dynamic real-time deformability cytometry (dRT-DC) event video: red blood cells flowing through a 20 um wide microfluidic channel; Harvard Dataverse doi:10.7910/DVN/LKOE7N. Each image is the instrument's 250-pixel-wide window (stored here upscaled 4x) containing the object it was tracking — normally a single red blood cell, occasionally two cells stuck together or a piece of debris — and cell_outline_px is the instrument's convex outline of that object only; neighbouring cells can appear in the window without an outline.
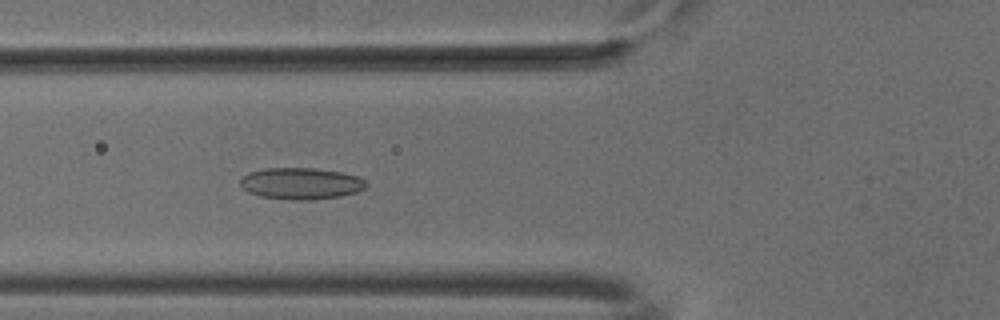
{"species": "common noctule bat (a hibernating species)", "species_latin": "Nyctalus noctula", "temperature_condition": "cold", "stored_images_in_passage": 37, "camera_frame_rate_fps": 3000, "um_per_image_px": 0.085, "animal": {"sex": "male", "body_mass_g": 18.8}, "frame": {"image": 1, "passage_image": 3, "time_ms": 0.667, "image_size_px": [1000, 320], "cell_outline_px": [[368, 184], [364, 188], [356, 192], [340, 196], [312, 200], [292, 200], [260, 196], [248, 192], [240, 184], [240, 180], [248, 172], [264, 168], [312, 168], [340, 172], [360, 176]], "centroid_in_image_um": [25.58, 15.59], "position_along_channel_um": 100.2, "area_um2": 23.18}}
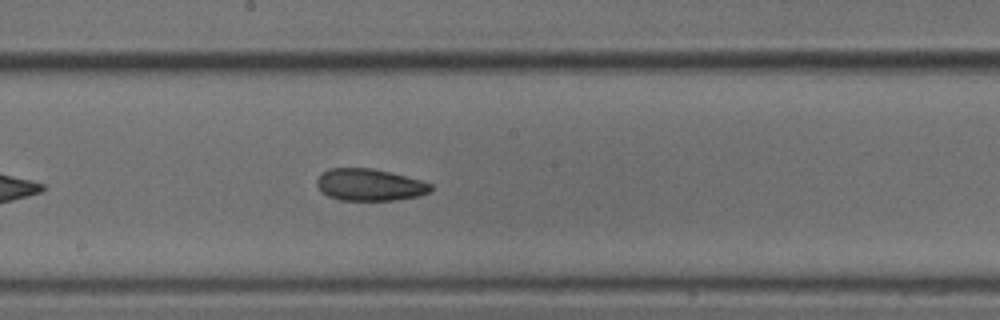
{"frame": {"image": 2, "passage_image": 12, "time_ms": 3.667, "image_size_px": [1000, 320], "cell_outline_px": [[432, 192], [420, 196], [396, 200], [340, 200], [328, 196], [320, 192], [316, 184], [316, 180], [328, 168], [372, 168], [420, 180], [432, 184]], "centroid_in_image_um": [31.41, 15.72], "position_along_channel_um": 216.8, "area_um2": 21.27}}
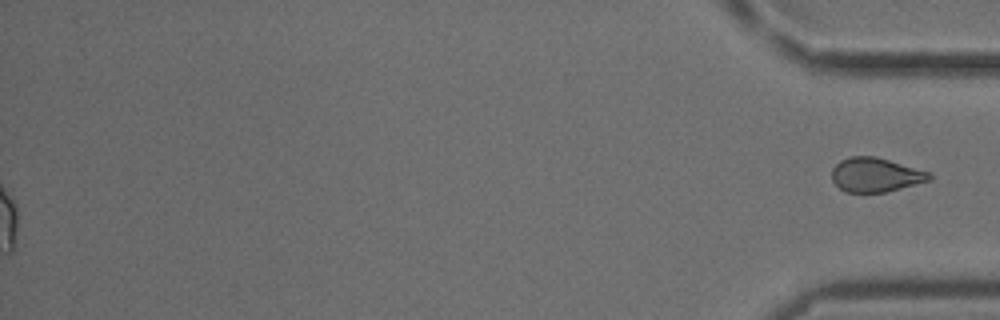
{"frame": {"image": 3, "passage_image": 37, "time_ms": 12.0, "image_size_px": [1000, 320], "cell_outline_px": [[932, 176], [928, 180], [900, 188], [884, 192], [848, 192], [840, 188], [832, 180], [832, 168], [840, 160], [848, 156], [876, 156], [932, 172]], "centroid_in_image_um": [74.41, 14.84], "position_along_channel_um": 360.8, "area_um2": 19.36}}